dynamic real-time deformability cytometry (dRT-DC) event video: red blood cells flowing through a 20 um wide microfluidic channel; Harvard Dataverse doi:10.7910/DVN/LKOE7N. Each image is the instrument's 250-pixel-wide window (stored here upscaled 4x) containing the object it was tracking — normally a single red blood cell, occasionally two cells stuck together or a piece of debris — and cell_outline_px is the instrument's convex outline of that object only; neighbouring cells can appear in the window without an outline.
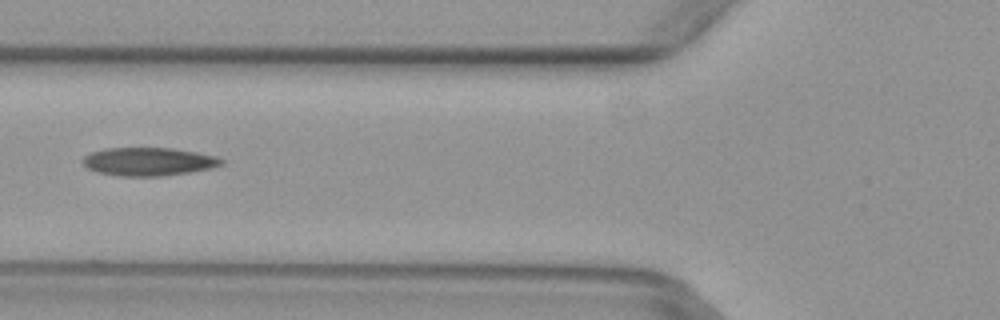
{"species": "common noctule bat (a hibernating species)", "species_latin": "Nyctalus noctula", "temperature_condition": "warm", "stored_images_in_passage": 4, "camera_frame_rate_fps": 3000, "um_per_image_px": 0.085, "animal": {"sex": "female", "body_mass_g": 29.2, "forearm_length_mm": 56.3}, "frame": {"image": 1, "passage_image": 3, "time_ms": 0.667, "image_size_px": [1000, 320], "cell_outline_px": [[224, 164], [212, 168], [164, 176], [116, 176], [96, 172], [88, 168], [80, 160], [84, 156], [92, 152], [108, 148], [172, 148], [196, 152], [216, 156], [224, 160]], "centroid_in_image_um": [12.62, 13.74], "position_along_channel_um": 113.2, "area_um2": 22.89}}